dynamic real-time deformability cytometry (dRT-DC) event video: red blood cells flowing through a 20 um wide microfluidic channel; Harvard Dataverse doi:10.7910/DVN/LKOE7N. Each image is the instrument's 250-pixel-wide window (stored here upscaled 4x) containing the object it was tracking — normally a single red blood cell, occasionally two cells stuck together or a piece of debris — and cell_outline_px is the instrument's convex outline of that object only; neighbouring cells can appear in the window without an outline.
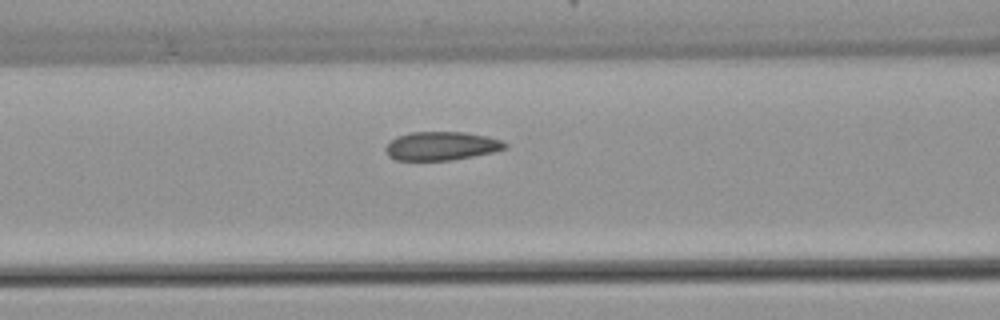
{"species": "common noctule bat (a hibernating species)", "species_latin": "Nyctalus noctula", "temperature_condition": "warm", "stored_images_in_passage": 6, "camera_frame_rate_fps": 3000, "um_per_image_px": 0.085, "animal": {"sex": "female", "body_mass_g": 22.7, "forearm_length_mm": 54.2}, "frame": {"image": 1, "passage_image": 6, "time_ms": 7.0, "image_size_px": [1000, 320], "cell_outline_px": [[508, 148], [492, 152], [452, 160], [396, 160], [388, 156], [384, 148], [396, 136], [412, 132], [464, 132], [488, 136], [500, 140], [508, 144]], "centroid_in_image_um": [37.52, 12.4], "position_along_channel_um": 129.1, "area_um2": 19.88}}